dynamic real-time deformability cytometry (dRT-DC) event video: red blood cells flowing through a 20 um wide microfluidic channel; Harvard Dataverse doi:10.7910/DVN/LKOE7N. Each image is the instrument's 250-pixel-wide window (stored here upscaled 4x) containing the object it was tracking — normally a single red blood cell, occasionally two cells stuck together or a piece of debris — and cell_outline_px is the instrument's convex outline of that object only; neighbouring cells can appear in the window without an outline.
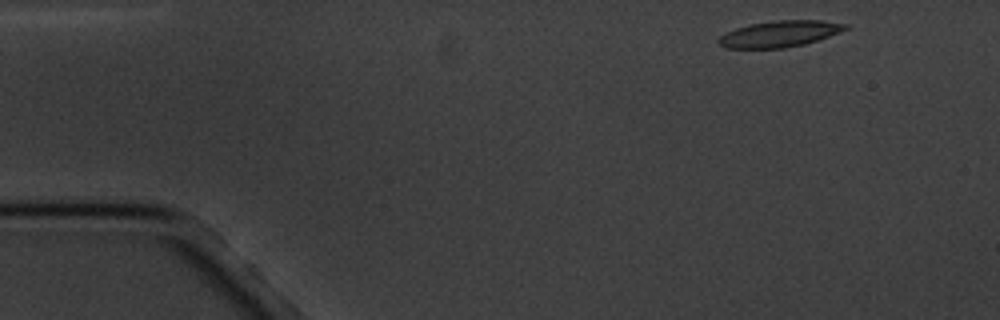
{"species": "common noctule bat (a hibernating species)", "species_latin": "Nyctalus noctula", "temperature_condition": "cold", "stored_images_in_passage": 4, "camera_frame_rate_fps": 3000, "um_per_image_px": 0.085, "animal": {"sex": "male", "body_mass_g": 20.1, "forearm_length_mm": 53.5}, "frame": {"image": 1, "passage_image": 1, "time_ms": 0.0, "image_size_px": [1000, 320], "cell_outline_px": [[852, 24], [848, 28], [840, 32], [804, 44], [784, 48], [724, 48], [716, 40], [720, 36], [736, 28], [752, 24], [776, 20], [820, 20]], "centroid_in_image_um": [66.3, 2.87], "position_along_channel_um": 18.7, "area_um2": 19.31}}